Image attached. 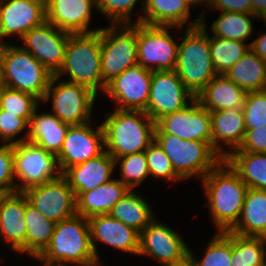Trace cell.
<instances>
[{"mask_svg":"<svg viewBox=\"0 0 266 266\" xmlns=\"http://www.w3.org/2000/svg\"><path fill=\"white\" fill-rule=\"evenodd\" d=\"M199 182L216 232L230 231L240 218L247 185L225 159Z\"/></svg>","mask_w":266,"mask_h":266,"instance_id":"6da1fadb","label":"cell"},{"mask_svg":"<svg viewBox=\"0 0 266 266\" xmlns=\"http://www.w3.org/2000/svg\"><path fill=\"white\" fill-rule=\"evenodd\" d=\"M36 260L49 266H99L88 218L76 214L57 222L50 244Z\"/></svg>","mask_w":266,"mask_h":266,"instance_id":"7a4b0ae2","label":"cell"},{"mask_svg":"<svg viewBox=\"0 0 266 266\" xmlns=\"http://www.w3.org/2000/svg\"><path fill=\"white\" fill-rule=\"evenodd\" d=\"M101 125L105 151L114 159L143 152L154 141L155 122L145 111L116 108Z\"/></svg>","mask_w":266,"mask_h":266,"instance_id":"3957f363","label":"cell"},{"mask_svg":"<svg viewBox=\"0 0 266 266\" xmlns=\"http://www.w3.org/2000/svg\"><path fill=\"white\" fill-rule=\"evenodd\" d=\"M201 15L200 26L185 28L183 40L178 46L175 71L185 87L196 96L217 75L211 59L209 33L205 12ZM205 20V21H204Z\"/></svg>","mask_w":266,"mask_h":266,"instance_id":"277c9868","label":"cell"},{"mask_svg":"<svg viewBox=\"0 0 266 266\" xmlns=\"http://www.w3.org/2000/svg\"><path fill=\"white\" fill-rule=\"evenodd\" d=\"M87 87L97 96L104 93L106 83L101 74V29L90 33L71 34L64 62L55 76Z\"/></svg>","mask_w":266,"mask_h":266,"instance_id":"5b68a950","label":"cell"},{"mask_svg":"<svg viewBox=\"0 0 266 266\" xmlns=\"http://www.w3.org/2000/svg\"><path fill=\"white\" fill-rule=\"evenodd\" d=\"M0 62L4 86L42 101L53 74L40 61L21 46L8 41L0 47Z\"/></svg>","mask_w":266,"mask_h":266,"instance_id":"8992f818","label":"cell"},{"mask_svg":"<svg viewBox=\"0 0 266 266\" xmlns=\"http://www.w3.org/2000/svg\"><path fill=\"white\" fill-rule=\"evenodd\" d=\"M154 140L184 181L196 177L201 181L223 160L208 142L187 141L167 133H154Z\"/></svg>","mask_w":266,"mask_h":266,"instance_id":"52a82bcc","label":"cell"},{"mask_svg":"<svg viewBox=\"0 0 266 266\" xmlns=\"http://www.w3.org/2000/svg\"><path fill=\"white\" fill-rule=\"evenodd\" d=\"M97 97L87 87L53 75L41 104L52 101L51 113L61 121L71 126L83 125L93 121Z\"/></svg>","mask_w":266,"mask_h":266,"instance_id":"ba28073f","label":"cell"},{"mask_svg":"<svg viewBox=\"0 0 266 266\" xmlns=\"http://www.w3.org/2000/svg\"><path fill=\"white\" fill-rule=\"evenodd\" d=\"M138 64L137 23L102 26L101 74L107 84L127 68Z\"/></svg>","mask_w":266,"mask_h":266,"instance_id":"9c48e42d","label":"cell"},{"mask_svg":"<svg viewBox=\"0 0 266 266\" xmlns=\"http://www.w3.org/2000/svg\"><path fill=\"white\" fill-rule=\"evenodd\" d=\"M182 31L176 26H150L137 23L138 64L151 71H172L175 69L180 42L171 32Z\"/></svg>","mask_w":266,"mask_h":266,"instance_id":"30bf717a","label":"cell"},{"mask_svg":"<svg viewBox=\"0 0 266 266\" xmlns=\"http://www.w3.org/2000/svg\"><path fill=\"white\" fill-rule=\"evenodd\" d=\"M13 152L15 192H24L61 175L56 156L35 143H14Z\"/></svg>","mask_w":266,"mask_h":266,"instance_id":"8fae6325","label":"cell"},{"mask_svg":"<svg viewBox=\"0 0 266 266\" xmlns=\"http://www.w3.org/2000/svg\"><path fill=\"white\" fill-rule=\"evenodd\" d=\"M176 230L156 217L140 233L138 256L154 258L162 266L179 265L189 259V245Z\"/></svg>","mask_w":266,"mask_h":266,"instance_id":"7c38bea8","label":"cell"},{"mask_svg":"<svg viewBox=\"0 0 266 266\" xmlns=\"http://www.w3.org/2000/svg\"><path fill=\"white\" fill-rule=\"evenodd\" d=\"M194 99L175 70L153 71L145 112L156 122L167 114L184 109Z\"/></svg>","mask_w":266,"mask_h":266,"instance_id":"4fadbf2b","label":"cell"},{"mask_svg":"<svg viewBox=\"0 0 266 266\" xmlns=\"http://www.w3.org/2000/svg\"><path fill=\"white\" fill-rule=\"evenodd\" d=\"M152 74L140 64L131 66L109 81L103 94L114 101L117 109L145 111Z\"/></svg>","mask_w":266,"mask_h":266,"instance_id":"5bb4252c","label":"cell"},{"mask_svg":"<svg viewBox=\"0 0 266 266\" xmlns=\"http://www.w3.org/2000/svg\"><path fill=\"white\" fill-rule=\"evenodd\" d=\"M154 133H167L183 140L204 141L212 146L211 113L195 98L184 109L155 122Z\"/></svg>","mask_w":266,"mask_h":266,"instance_id":"9a60e30c","label":"cell"},{"mask_svg":"<svg viewBox=\"0 0 266 266\" xmlns=\"http://www.w3.org/2000/svg\"><path fill=\"white\" fill-rule=\"evenodd\" d=\"M23 193L36 210L56 223L77 214L75 193L62 175Z\"/></svg>","mask_w":266,"mask_h":266,"instance_id":"2e32d148","label":"cell"},{"mask_svg":"<svg viewBox=\"0 0 266 266\" xmlns=\"http://www.w3.org/2000/svg\"><path fill=\"white\" fill-rule=\"evenodd\" d=\"M70 35L71 33L45 21L25 33L20 39V42L23 43L20 46L55 75L63 65Z\"/></svg>","mask_w":266,"mask_h":266,"instance_id":"e0dca14e","label":"cell"},{"mask_svg":"<svg viewBox=\"0 0 266 266\" xmlns=\"http://www.w3.org/2000/svg\"><path fill=\"white\" fill-rule=\"evenodd\" d=\"M92 121L69 127L62 148L56 156L61 174L69 167L101 155L105 151L104 131L100 123Z\"/></svg>","mask_w":266,"mask_h":266,"instance_id":"ac0fdd59","label":"cell"},{"mask_svg":"<svg viewBox=\"0 0 266 266\" xmlns=\"http://www.w3.org/2000/svg\"><path fill=\"white\" fill-rule=\"evenodd\" d=\"M88 222L92 248L100 265L102 262H100L98 243L100 245L104 243L113 250L138 256L140 239L138 231L109 214L92 216L88 218Z\"/></svg>","mask_w":266,"mask_h":266,"instance_id":"d6986e66","label":"cell"},{"mask_svg":"<svg viewBox=\"0 0 266 266\" xmlns=\"http://www.w3.org/2000/svg\"><path fill=\"white\" fill-rule=\"evenodd\" d=\"M46 21V0H1L0 33L21 39L25 33Z\"/></svg>","mask_w":266,"mask_h":266,"instance_id":"ffe728a7","label":"cell"},{"mask_svg":"<svg viewBox=\"0 0 266 266\" xmlns=\"http://www.w3.org/2000/svg\"><path fill=\"white\" fill-rule=\"evenodd\" d=\"M28 202L23 192H13L7 194L0 204V242L2 245L5 243L10 251L20 255H27V226L24 214Z\"/></svg>","mask_w":266,"mask_h":266,"instance_id":"44dd1931","label":"cell"},{"mask_svg":"<svg viewBox=\"0 0 266 266\" xmlns=\"http://www.w3.org/2000/svg\"><path fill=\"white\" fill-rule=\"evenodd\" d=\"M93 8L97 0H46V21L71 34L95 32L101 27H89Z\"/></svg>","mask_w":266,"mask_h":266,"instance_id":"7402d4cb","label":"cell"},{"mask_svg":"<svg viewBox=\"0 0 266 266\" xmlns=\"http://www.w3.org/2000/svg\"><path fill=\"white\" fill-rule=\"evenodd\" d=\"M210 113L212 147L223 159H226L234 150L239 149L244 140L246 127L243 110L224 109Z\"/></svg>","mask_w":266,"mask_h":266,"instance_id":"603a6c76","label":"cell"},{"mask_svg":"<svg viewBox=\"0 0 266 266\" xmlns=\"http://www.w3.org/2000/svg\"><path fill=\"white\" fill-rule=\"evenodd\" d=\"M115 159L106 151L83 163L67 168L61 175L74 193L88 192L109 182L115 174Z\"/></svg>","mask_w":266,"mask_h":266,"instance_id":"cb8c5ba5","label":"cell"},{"mask_svg":"<svg viewBox=\"0 0 266 266\" xmlns=\"http://www.w3.org/2000/svg\"><path fill=\"white\" fill-rule=\"evenodd\" d=\"M191 8L186 0H145L141 23L150 26H176L181 28L200 26V14L191 22ZM185 24H187V27H185Z\"/></svg>","mask_w":266,"mask_h":266,"instance_id":"d4e9b609","label":"cell"},{"mask_svg":"<svg viewBox=\"0 0 266 266\" xmlns=\"http://www.w3.org/2000/svg\"><path fill=\"white\" fill-rule=\"evenodd\" d=\"M129 190L118 178H113L91 191L78 192L75 194L77 214L85 218L109 214Z\"/></svg>","mask_w":266,"mask_h":266,"instance_id":"484cf974","label":"cell"},{"mask_svg":"<svg viewBox=\"0 0 266 266\" xmlns=\"http://www.w3.org/2000/svg\"><path fill=\"white\" fill-rule=\"evenodd\" d=\"M38 110L37 107L30 118L27 141L57 156L71 125L64 123L51 112L39 113Z\"/></svg>","mask_w":266,"mask_h":266,"instance_id":"4316f807","label":"cell"},{"mask_svg":"<svg viewBox=\"0 0 266 266\" xmlns=\"http://www.w3.org/2000/svg\"><path fill=\"white\" fill-rule=\"evenodd\" d=\"M246 92L226 75L217 74L196 96L207 110L243 108Z\"/></svg>","mask_w":266,"mask_h":266,"instance_id":"83f0119b","label":"cell"},{"mask_svg":"<svg viewBox=\"0 0 266 266\" xmlns=\"http://www.w3.org/2000/svg\"><path fill=\"white\" fill-rule=\"evenodd\" d=\"M231 232L266 238V190L248 188L242 212Z\"/></svg>","mask_w":266,"mask_h":266,"instance_id":"f1b7e54d","label":"cell"},{"mask_svg":"<svg viewBox=\"0 0 266 266\" xmlns=\"http://www.w3.org/2000/svg\"><path fill=\"white\" fill-rule=\"evenodd\" d=\"M143 196L141 193H136L135 190H129L114 205L109 215L141 233L156 217L155 211L152 210L153 207Z\"/></svg>","mask_w":266,"mask_h":266,"instance_id":"f546056e","label":"cell"},{"mask_svg":"<svg viewBox=\"0 0 266 266\" xmlns=\"http://www.w3.org/2000/svg\"><path fill=\"white\" fill-rule=\"evenodd\" d=\"M225 75L246 93L265 90L266 62L250 49Z\"/></svg>","mask_w":266,"mask_h":266,"instance_id":"4dcf8cb0","label":"cell"},{"mask_svg":"<svg viewBox=\"0 0 266 266\" xmlns=\"http://www.w3.org/2000/svg\"><path fill=\"white\" fill-rule=\"evenodd\" d=\"M24 217L27 226V256L36 259L50 244L56 222L44 217L29 202Z\"/></svg>","mask_w":266,"mask_h":266,"instance_id":"1f68e13d","label":"cell"},{"mask_svg":"<svg viewBox=\"0 0 266 266\" xmlns=\"http://www.w3.org/2000/svg\"><path fill=\"white\" fill-rule=\"evenodd\" d=\"M225 160L248 188L266 190V153L232 152Z\"/></svg>","mask_w":266,"mask_h":266,"instance_id":"d6a6232c","label":"cell"},{"mask_svg":"<svg viewBox=\"0 0 266 266\" xmlns=\"http://www.w3.org/2000/svg\"><path fill=\"white\" fill-rule=\"evenodd\" d=\"M256 19L259 20L253 14L220 12L218 18L212 21L210 31L207 32H211L213 37L247 42L248 39H252V34L255 32L253 20Z\"/></svg>","mask_w":266,"mask_h":266,"instance_id":"836d02e7","label":"cell"},{"mask_svg":"<svg viewBox=\"0 0 266 266\" xmlns=\"http://www.w3.org/2000/svg\"><path fill=\"white\" fill-rule=\"evenodd\" d=\"M251 42L221 39L209 35L211 59L217 74L225 75L247 52Z\"/></svg>","mask_w":266,"mask_h":266,"instance_id":"e575fe53","label":"cell"},{"mask_svg":"<svg viewBox=\"0 0 266 266\" xmlns=\"http://www.w3.org/2000/svg\"><path fill=\"white\" fill-rule=\"evenodd\" d=\"M231 266H261L266 256V238L231 232Z\"/></svg>","mask_w":266,"mask_h":266,"instance_id":"d590c367","label":"cell"},{"mask_svg":"<svg viewBox=\"0 0 266 266\" xmlns=\"http://www.w3.org/2000/svg\"><path fill=\"white\" fill-rule=\"evenodd\" d=\"M201 258L189 248V260L194 266H231V231L217 232L209 239Z\"/></svg>","mask_w":266,"mask_h":266,"instance_id":"8d00e7d4","label":"cell"},{"mask_svg":"<svg viewBox=\"0 0 266 266\" xmlns=\"http://www.w3.org/2000/svg\"><path fill=\"white\" fill-rule=\"evenodd\" d=\"M140 1L141 7L136 11L138 16L135 20L132 14L137 9L135 7ZM144 3L145 0H97V12L104 15L110 25L131 24V22L132 24L141 23Z\"/></svg>","mask_w":266,"mask_h":266,"instance_id":"74e56055","label":"cell"},{"mask_svg":"<svg viewBox=\"0 0 266 266\" xmlns=\"http://www.w3.org/2000/svg\"><path fill=\"white\" fill-rule=\"evenodd\" d=\"M115 166L120 172L118 179L130 190H134L150 177L145 151L116 158Z\"/></svg>","mask_w":266,"mask_h":266,"instance_id":"f35d334b","label":"cell"},{"mask_svg":"<svg viewBox=\"0 0 266 266\" xmlns=\"http://www.w3.org/2000/svg\"><path fill=\"white\" fill-rule=\"evenodd\" d=\"M41 102L31 94L4 86L0 90V108L28 123Z\"/></svg>","mask_w":266,"mask_h":266,"instance_id":"ab89813d","label":"cell"},{"mask_svg":"<svg viewBox=\"0 0 266 266\" xmlns=\"http://www.w3.org/2000/svg\"><path fill=\"white\" fill-rule=\"evenodd\" d=\"M148 169L152 178L165 180V183L184 181L176 172L171 160L154 140L145 150Z\"/></svg>","mask_w":266,"mask_h":266,"instance_id":"60d3db41","label":"cell"},{"mask_svg":"<svg viewBox=\"0 0 266 266\" xmlns=\"http://www.w3.org/2000/svg\"><path fill=\"white\" fill-rule=\"evenodd\" d=\"M242 110L246 129L266 126V90L247 92Z\"/></svg>","mask_w":266,"mask_h":266,"instance_id":"b9f144b4","label":"cell"},{"mask_svg":"<svg viewBox=\"0 0 266 266\" xmlns=\"http://www.w3.org/2000/svg\"><path fill=\"white\" fill-rule=\"evenodd\" d=\"M28 125L29 123L24 118L0 108V143L14 144L27 141ZM22 133L23 136H20Z\"/></svg>","mask_w":266,"mask_h":266,"instance_id":"7bdbcfd3","label":"cell"},{"mask_svg":"<svg viewBox=\"0 0 266 266\" xmlns=\"http://www.w3.org/2000/svg\"><path fill=\"white\" fill-rule=\"evenodd\" d=\"M0 189L15 192L13 144L0 145Z\"/></svg>","mask_w":266,"mask_h":266,"instance_id":"ee69618b","label":"cell"},{"mask_svg":"<svg viewBox=\"0 0 266 266\" xmlns=\"http://www.w3.org/2000/svg\"><path fill=\"white\" fill-rule=\"evenodd\" d=\"M233 152L266 153V126L246 129L241 146Z\"/></svg>","mask_w":266,"mask_h":266,"instance_id":"f6af8a7d","label":"cell"},{"mask_svg":"<svg viewBox=\"0 0 266 266\" xmlns=\"http://www.w3.org/2000/svg\"><path fill=\"white\" fill-rule=\"evenodd\" d=\"M208 9L217 12L252 14V0H209Z\"/></svg>","mask_w":266,"mask_h":266,"instance_id":"bcb514c9","label":"cell"},{"mask_svg":"<svg viewBox=\"0 0 266 266\" xmlns=\"http://www.w3.org/2000/svg\"><path fill=\"white\" fill-rule=\"evenodd\" d=\"M263 23L266 26V22ZM264 32L251 41L250 49L266 62V31Z\"/></svg>","mask_w":266,"mask_h":266,"instance_id":"7dc6e473","label":"cell"},{"mask_svg":"<svg viewBox=\"0 0 266 266\" xmlns=\"http://www.w3.org/2000/svg\"><path fill=\"white\" fill-rule=\"evenodd\" d=\"M252 14L266 21V0H252Z\"/></svg>","mask_w":266,"mask_h":266,"instance_id":"c3c4849f","label":"cell"},{"mask_svg":"<svg viewBox=\"0 0 266 266\" xmlns=\"http://www.w3.org/2000/svg\"><path fill=\"white\" fill-rule=\"evenodd\" d=\"M186 1L189 3L191 7L193 6V8H195L196 6H200L202 4H205V5H202L204 6L205 9L206 8L208 9V6H209V0H186Z\"/></svg>","mask_w":266,"mask_h":266,"instance_id":"681fc988","label":"cell"},{"mask_svg":"<svg viewBox=\"0 0 266 266\" xmlns=\"http://www.w3.org/2000/svg\"><path fill=\"white\" fill-rule=\"evenodd\" d=\"M171 266H194L192 262L188 259L185 263L179 265H171Z\"/></svg>","mask_w":266,"mask_h":266,"instance_id":"f907efd6","label":"cell"},{"mask_svg":"<svg viewBox=\"0 0 266 266\" xmlns=\"http://www.w3.org/2000/svg\"><path fill=\"white\" fill-rule=\"evenodd\" d=\"M4 87L3 80H2V66L0 62V90Z\"/></svg>","mask_w":266,"mask_h":266,"instance_id":"816d5d0a","label":"cell"},{"mask_svg":"<svg viewBox=\"0 0 266 266\" xmlns=\"http://www.w3.org/2000/svg\"><path fill=\"white\" fill-rule=\"evenodd\" d=\"M6 195H7V193H6L4 190L0 189V204H1L2 199H3Z\"/></svg>","mask_w":266,"mask_h":266,"instance_id":"f5cc1de1","label":"cell"},{"mask_svg":"<svg viewBox=\"0 0 266 266\" xmlns=\"http://www.w3.org/2000/svg\"><path fill=\"white\" fill-rule=\"evenodd\" d=\"M0 18H1V0H0ZM2 46V38L0 33V47Z\"/></svg>","mask_w":266,"mask_h":266,"instance_id":"db71d44e","label":"cell"},{"mask_svg":"<svg viewBox=\"0 0 266 266\" xmlns=\"http://www.w3.org/2000/svg\"><path fill=\"white\" fill-rule=\"evenodd\" d=\"M261 266H266V256H265V258H264L263 263H262Z\"/></svg>","mask_w":266,"mask_h":266,"instance_id":"11a10c76","label":"cell"},{"mask_svg":"<svg viewBox=\"0 0 266 266\" xmlns=\"http://www.w3.org/2000/svg\"><path fill=\"white\" fill-rule=\"evenodd\" d=\"M42 263V265H39V266H46V264L45 263H43V262H41Z\"/></svg>","mask_w":266,"mask_h":266,"instance_id":"9f6ffc18","label":"cell"}]
</instances>
